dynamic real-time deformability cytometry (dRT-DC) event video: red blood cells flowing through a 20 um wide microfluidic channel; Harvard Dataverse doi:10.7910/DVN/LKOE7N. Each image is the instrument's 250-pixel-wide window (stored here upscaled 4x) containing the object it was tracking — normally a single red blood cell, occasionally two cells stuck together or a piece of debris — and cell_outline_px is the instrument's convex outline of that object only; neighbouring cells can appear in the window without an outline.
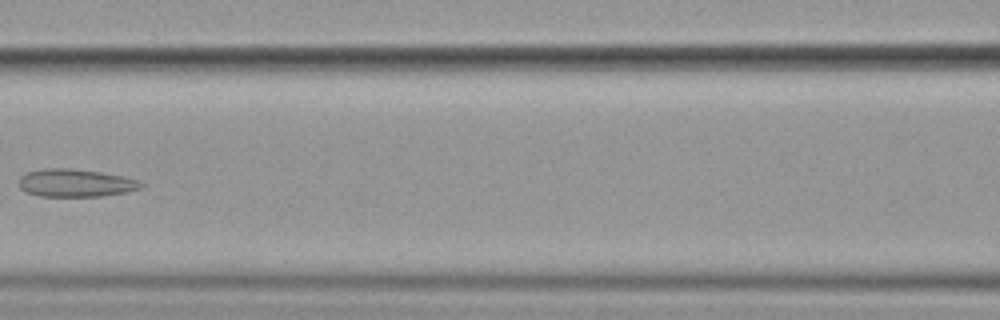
{"species": "common noctule bat (a hibernating species)", "species_latin": "Nyctalus noctula", "temperature_condition": "cold", "stored_images_in_passage": 5, "camera_frame_rate_fps": 3000, "um_per_image_px": 0.085, "animal": {"sex": "female", "body_mass_g": 19.9}, "frame": {"image": 1, "passage_image": 3, "time_ms": 2.667, "image_size_px": [1000, 320], "cell_outline_px": [[144, 184], [140, 188], [128, 192], [100, 196], [40, 196], [28, 192], [20, 188], [20, 176], [24, 172], [44, 168], [72, 168], [100, 172], [124, 176], [136, 180]], "centroid_in_image_um": [6.41, 15.54], "position_along_channel_um": 160.2, "area_um2": 19.77}}
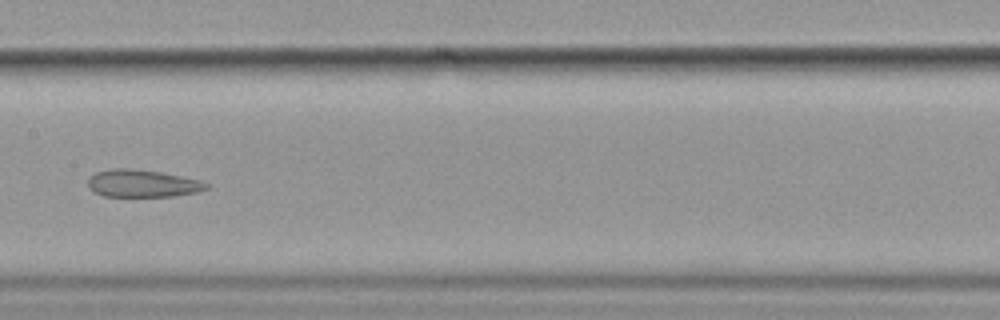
{"frame": {"image": 2, "passage_image": 4, "time_ms": 3.667, "image_size_px": [1000, 320], "cell_outline_px": [[212, 184], [208, 188], [196, 192], [172, 196], [104, 196], [88, 188], [88, 180], [96, 172], [112, 168], [132, 168], [160, 172], [184, 176], [204, 180]], "centroid_in_image_um": [12.17, 15.58], "position_along_channel_um": 195.2, "area_um2": 19.07}}
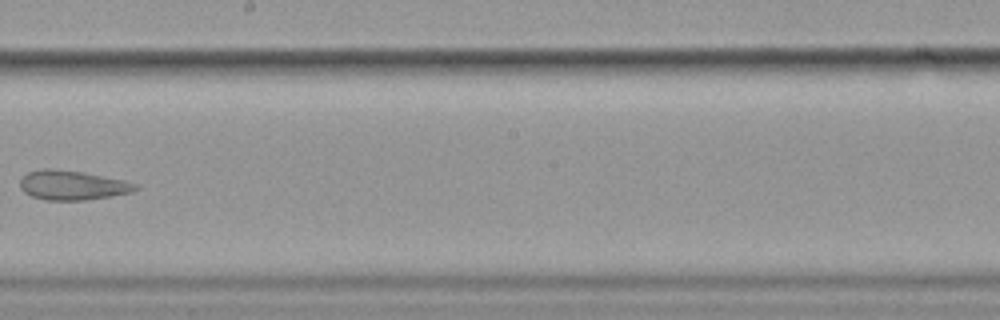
{"frame": {"image": 3, "passage_image": 5, "time_ms": 5.0, "image_size_px": [1000, 320], "cell_outline_px": [[140, 188], [132, 192], [112, 196], [84, 200], [44, 200], [32, 196], [24, 192], [20, 188], [20, 180], [28, 172], [44, 168], [52, 168], [84, 172], [124, 180], [140, 184]], "centroid_in_image_um": [6.19, 15.74], "position_along_channel_um": 242.0, "area_um2": 20.0}}